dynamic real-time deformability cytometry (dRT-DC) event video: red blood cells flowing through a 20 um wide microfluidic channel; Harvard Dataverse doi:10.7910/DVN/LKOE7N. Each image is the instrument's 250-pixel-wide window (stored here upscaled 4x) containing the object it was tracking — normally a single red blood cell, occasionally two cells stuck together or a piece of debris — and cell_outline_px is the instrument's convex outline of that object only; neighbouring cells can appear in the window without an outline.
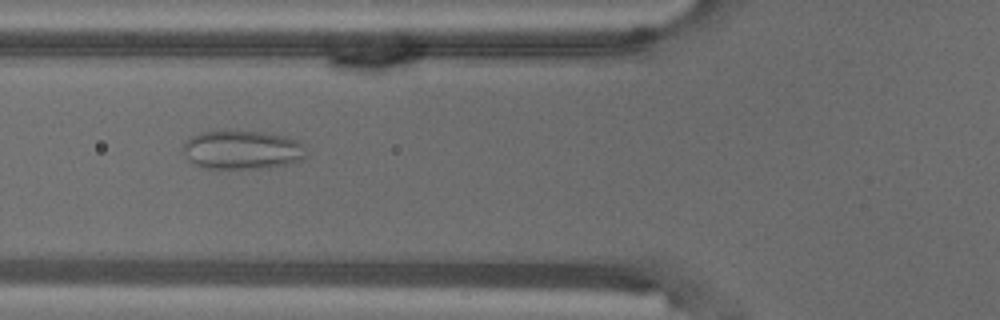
{"species": "common noctule bat (a hibernating species)", "species_latin": "Nyctalus noctula", "temperature_condition": "warm", "stored_images_in_passage": 55, "camera_frame_rate_fps": 3000, "um_per_image_px": 0.085, "animal": {"sex": "male", "body_mass_g": 18.8}, "frame": {"image": 1, "passage_image": 20, "time_ms": 6.333, "image_size_px": [1000, 320], "cell_outline_px": [[308, 156], [292, 164], [260, 168], [204, 168], [188, 160], [184, 152], [184, 144], [192, 136], [200, 132], [224, 128], [228, 128], [260, 132], [284, 136], [300, 140]], "centroid_in_image_um": [20.6, 12.7], "position_along_channel_um": 105.2, "area_um2": 28.44}}
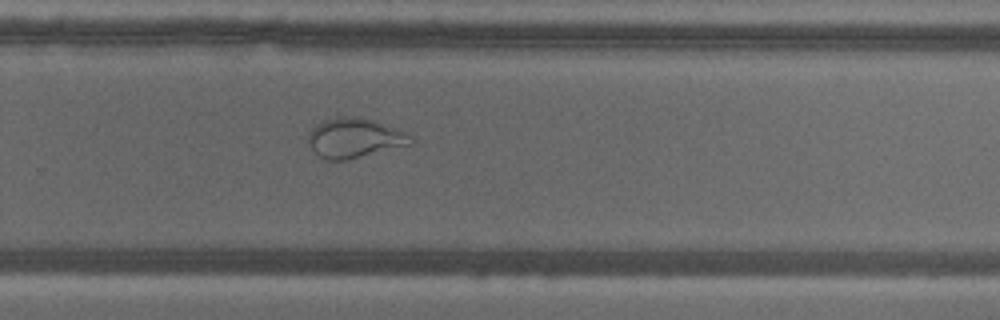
{"frame": {"image": 2, "passage_image": 36, "time_ms": 11.667, "image_size_px": [1000, 320], "cell_outline_px": [[412, 144], [348, 160], [324, 160], [312, 148], [308, 140], [308, 132], [320, 120], [336, 116], [360, 116], [376, 120], [408, 132], [412, 140]], "centroid_in_image_um": [30.14, 11.7], "position_along_channel_um": 299.7, "area_um2": 24.16}}
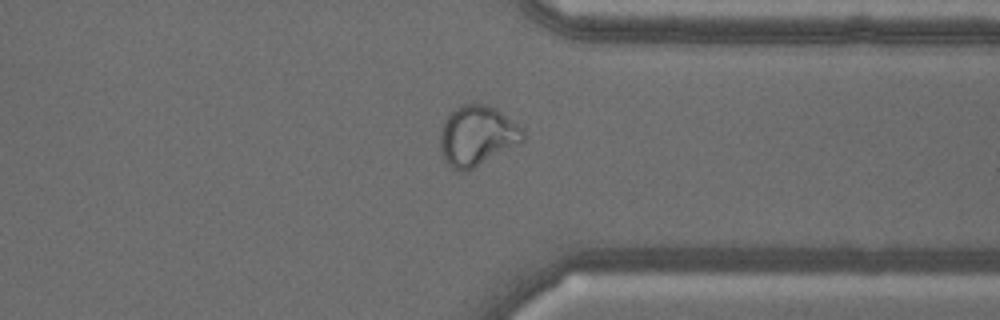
{"frame": {"image": 3, "passage_image": 42, "time_ms": 13.667, "image_size_px": [1000, 320], "cell_outline_px": [[528, 136], [520, 144], [464, 172], [460, 172], [452, 168], [444, 160], [440, 148], [440, 132], [444, 120], [460, 104], [488, 104], [496, 108], [524, 128]], "centroid_in_image_um": [40.59, 11.53], "position_along_channel_um": 370.8, "area_um2": 29.3}}